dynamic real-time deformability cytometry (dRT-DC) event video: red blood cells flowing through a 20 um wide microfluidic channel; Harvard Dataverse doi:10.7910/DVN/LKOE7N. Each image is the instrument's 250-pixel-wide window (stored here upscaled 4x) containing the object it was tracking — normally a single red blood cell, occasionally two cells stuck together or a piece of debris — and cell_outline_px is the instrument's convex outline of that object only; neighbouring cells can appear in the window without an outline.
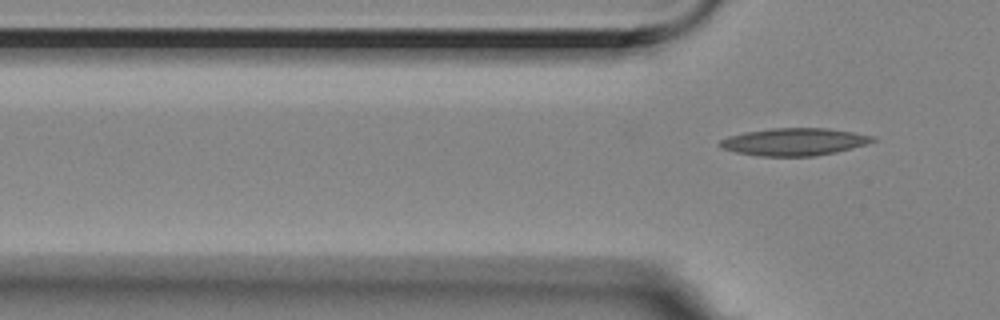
{"species": "Egyptian fruit bat (a non-hibernating species)", "species_latin": "Rousettus aegyptiacus", "temperature_condition": "room temperature", "stored_images_in_passage": 7, "segment_of_instrument_passage": [2, 2], "camera_frame_rate_fps": 3000, "um_per_image_px": 0.085, "animal": {"sex": "female"}, "frame": {"image": 1, "passage_image": 7, "time_ms": 2.0, "image_size_px": [1000, 320], "cell_outline_px": [[876, 140], [852, 148], [836, 152], [816, 156], [756, 156], [736, 152], [720, 148], [716, 144], [720, 140], [728, 136], [744, 132], [772, 128], [828, 128], [876, 136]], "centroid_in_image_um": [67.46, 12.05], "position_along_channel_um": 58.3, "area_um2": 24.57}}